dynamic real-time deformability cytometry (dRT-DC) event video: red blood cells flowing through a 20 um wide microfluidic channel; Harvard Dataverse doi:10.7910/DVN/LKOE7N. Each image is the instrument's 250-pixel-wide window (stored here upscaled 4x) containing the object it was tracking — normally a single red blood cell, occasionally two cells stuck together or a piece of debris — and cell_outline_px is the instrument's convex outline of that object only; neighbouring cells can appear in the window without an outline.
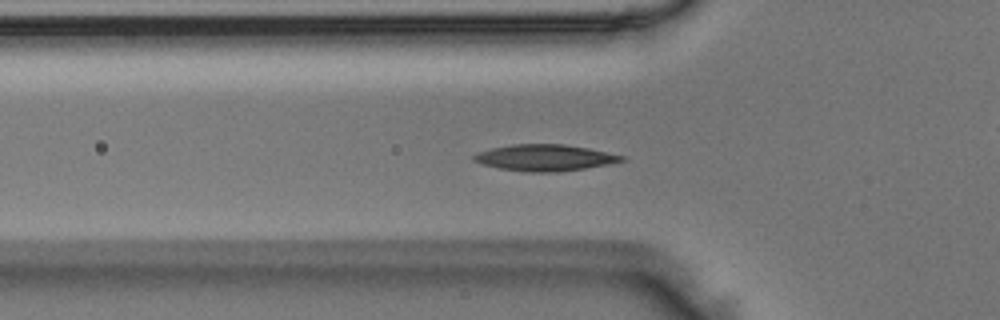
{"species": "Egyptian fruit bat (a non-hibernating species)", "species_latin": "Rousettus aegyptiacus", "temperature_condition": "room temperature", "stored_images_in_passage": 40, "camera_frame_rate_fps": 3000, "um_per_image_px": 0.085, "animal": {"sex": "male"}, "frame": {"image": 1, "passage_image": 16, "time_ms": 5.0, "image_size_px": [1000, 320], "cell_outline_px": [[628, 160], [608, 164], [584, 168], [556, 172], [528, 172], [500, 168], [480, 164], [472, 160], [472, 156], [476, 152], [492, 148], [516, 144], [564, 144], [588, 148], [624, 156]], "centroid_in_image_um": [46.28, 13.4], "position_along_channel_um": 79.5, "area_um2": 22.66}}
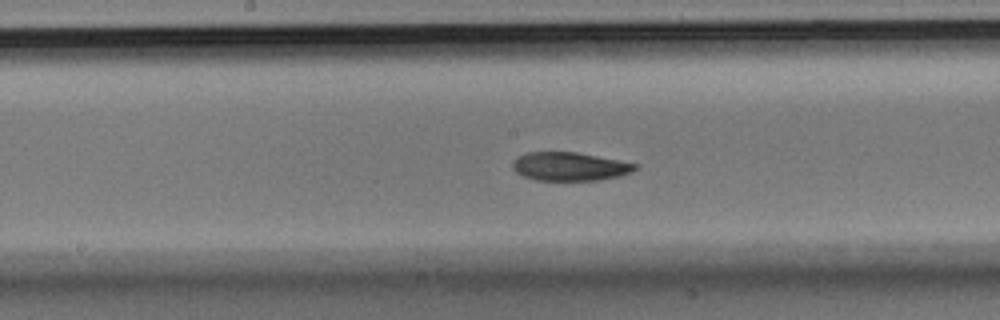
{"frame": {"image": 2, "passage_image": 25, "time_ms": 8.0, "image_size_px": [1000, 320], "cell_outline_px": [[640, 164], [632, 172], [620, 176], [600, 180], [536, 180], [524, 176], [516, 172], [512, 168], [512, 164], [516, 156], [524, 152], [576, 152]], "centroid_in_image_um": [48.42, 14.14], "position_along_channel_um": 199.8, "area_um2": 20.46}}
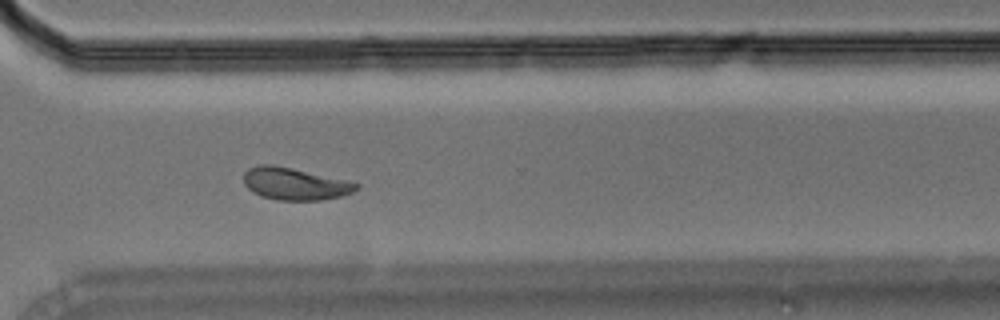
{"frame": {"image": 3, "passage_image": 36, "time_ms": 11.667, "image_size_px": [1000, 320], "cell_outline_px": [[360, 188], [352, 192], [340, 196], [320, 200], [276, 200], [260, 196], [252, 192], [244, 184], [244, 172], [248, 168], [260, 164], [272, 164], [292, 168], [344, 180], [360, 184]], "centroid_in_image_um": [25.01, 15.62], "position_along_channel_um": 345.6, "area_um2": 21.04}}